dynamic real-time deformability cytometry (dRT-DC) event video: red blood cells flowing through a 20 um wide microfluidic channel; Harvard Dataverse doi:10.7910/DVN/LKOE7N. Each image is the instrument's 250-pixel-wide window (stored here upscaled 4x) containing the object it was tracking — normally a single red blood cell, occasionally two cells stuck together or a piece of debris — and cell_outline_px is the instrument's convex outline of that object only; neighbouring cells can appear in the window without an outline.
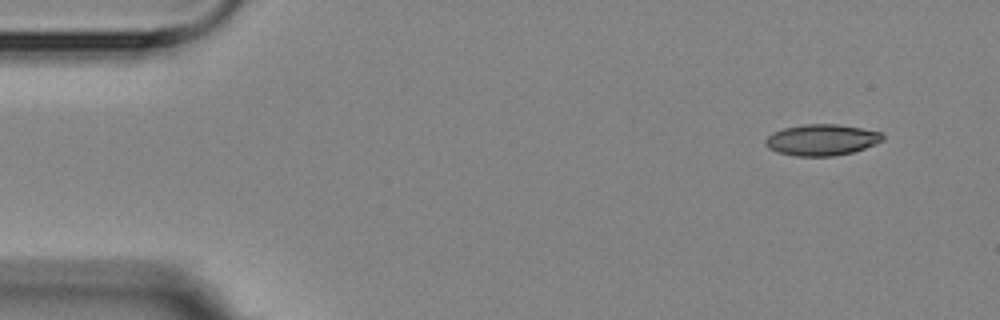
{"species": "Egyptian fruit bat (a non-hibernating species)", "species_latin": "Rousettus aegyptiacus", "temperature_condition": "room temperature", "stored_images_in_passage": 6, "camera_frame_rate_fps": 3000, "um_per_image_px": 0.085, "animal": {"sex": "female"}, "frame": {"image": 1, "passage_image": 6, "time_ms": 6.333, "image_size_px": [1000, 320], "cell_outline_px": [[884, 140], [876, 144], [852, 152], [836, 156], [796, 156], [776, 152], [768, 148], [764, 144], [764, 140], [772, 132], [784, 128], [804, 124], [836, 124], [860, 128], [880, 132], [884, 136]], "centroid_in_image_um": [69.82, 11.89], "position_along_channel_um": 15.2, "area_um2": 21.39}}